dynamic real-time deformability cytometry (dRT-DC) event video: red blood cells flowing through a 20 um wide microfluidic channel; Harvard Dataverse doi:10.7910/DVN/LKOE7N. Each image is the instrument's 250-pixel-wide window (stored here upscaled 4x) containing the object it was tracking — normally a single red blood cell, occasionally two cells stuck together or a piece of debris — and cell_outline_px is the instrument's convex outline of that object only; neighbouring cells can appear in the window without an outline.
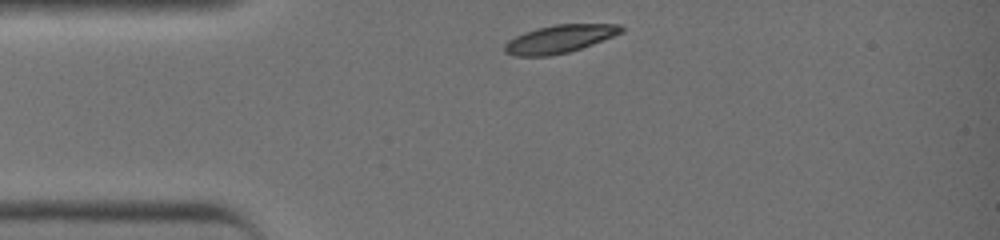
{"species": "common noctule bat (a hibernating species)", "species_latin": "Nyctalus noctula", "temperature_condition": "warm", "stored_images_in_passage": 28, "camera_frame_rate_fps": 3000, "um_per_image_px": 0.085, "animal": {"sex": "female", "body_mass_g": 19.0, "forearm_length_mm": 51.5}, "frame": {"image": 1, "passage_image": 1, "time_ms": 0.0, "image_size_px": [1000, 240], "cell_outline_px": [[624, 32], [592, 44], [568, 52], [548, 56], [516, 56], [504, 52], [504, 44], [508, 40], [524, 32], [536, 28], [556, 24], [620, 24], [624, 28]], "centroid_in_image_um": [47.55, 3.3], "position_along_channel_um": 37.4, "area_um2": 18.96}}
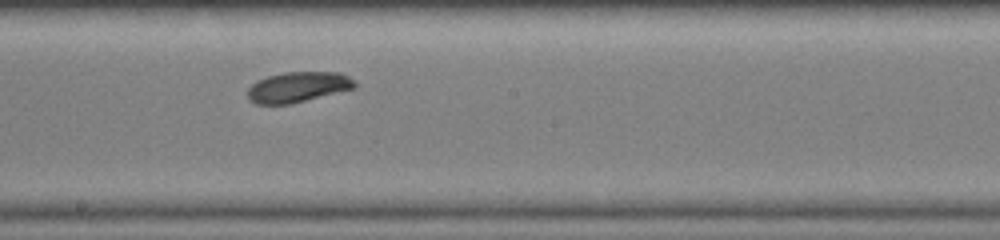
{"frame": {"image": 2, "passage_image": 15, "time_ms": 4.667, "image_size_px": [1000, 240], "cell_outline_px": [[356, 88], [288, 104], [256, 104], [248, 100], [248, 88], [256, 80], [268, 76], [284, 72], [340, 72], [348, 76], [356, 84]], "centroid_in_image_um": [25.3, 7.39], "position_along_channel_um": 222.9, "area_um2": 18.9}}
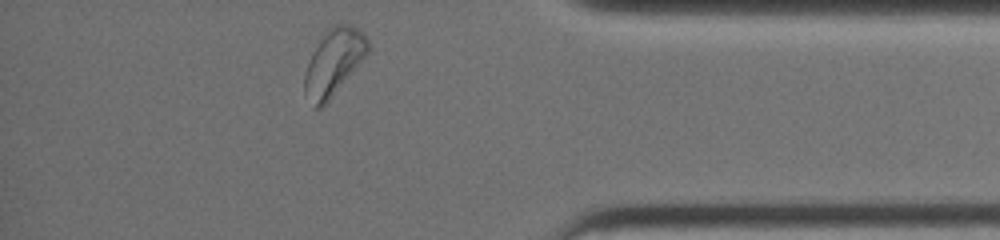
{"frame": {"image": 3, "passage_image": 28, "time_ms": 9.0, "image_size_px": [1000, 240], "cell_outline_px": [[368, 52], [328, 100], [320, 108], [316, 108], [304, 92], [304, 76], [312, 52], [324, 32], [332, 24], [348, 24], [356, 28], [368, 40]], "centroid_in_image_um": [28.33, 5.24], "position_along_channel_um": 406.9, "area_um2": 23.58}, "authors_computed_cell_mechanics": {"area_um2": 19.0451, "velocity_mm_per_s": 4.5689, "shape_relaxation_time_tau1_ms": 1.9277, "shape_relaxation_time_tau2_ms": null, "deformation_change_tau1": 0.1205, "deformation_change_tau2": null}}